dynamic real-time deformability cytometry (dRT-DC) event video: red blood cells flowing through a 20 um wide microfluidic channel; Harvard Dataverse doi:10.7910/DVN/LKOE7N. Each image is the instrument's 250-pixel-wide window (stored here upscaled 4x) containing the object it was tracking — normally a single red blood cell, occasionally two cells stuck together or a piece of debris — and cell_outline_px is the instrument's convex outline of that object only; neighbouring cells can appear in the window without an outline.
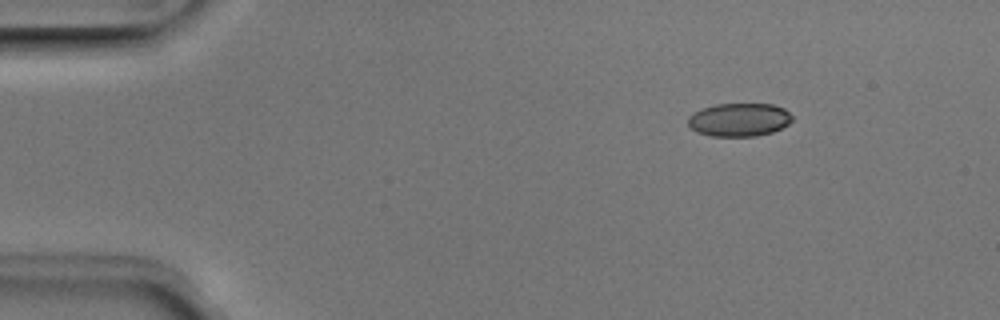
{"species": "Egyptian fruit bat (a non-hibernating species)", "species_latin": "Rousettus aegyptiacus", "temperature_condition": "room temperature", "stored_images_in_passage": 3, "camera_frame_rate_fps": 3000, "um_per_image_px": 0.085, "animal": {"sex": "male"}, "frame": {"image": 1, "passage_image": 1, "time_ms": 0.0, "image_size_px": [1000, 320], "cell_outline_px": [[792, 120], [788, 124], [772, 132], [756, 136], [712, 136], [696, 132], [688, 124], [688, 116], [704, 108], [716, 104], [772, 104], [784, 108], [792, 116]], "centroid_in_image_um": [62.84, 10.18], "position_along_channel_um": 22.2, "area_um2": 20.06}}
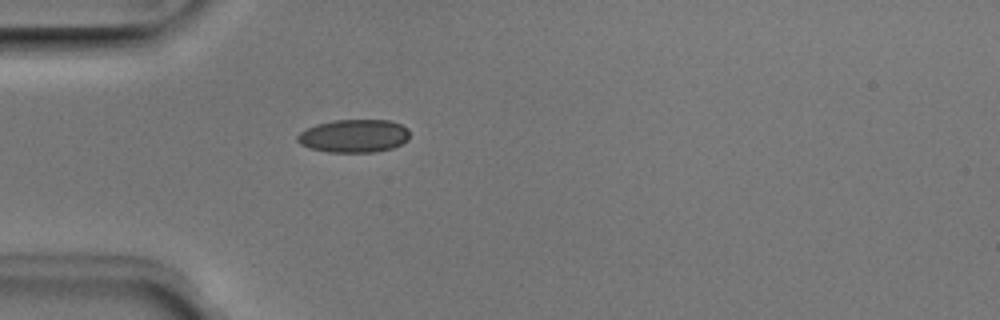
{"frame": {"image": 2, "passage_image": 3, "time_ms": 0.667, "image_size_px": [1000, 320], "cell_outline_px": [[408, 140], [392, 148], [372, 152], [328, 152], [308, 148], [300, 144], [296, 140], [296, 136], [300, 132], [316, 124], [332, 120], [388, 120], [400, 124], [408, 128]], "centroid_in_image_um": [30.05, 11.55], "position_along_channel_um": 55.0, "area_um2": 21.68}}